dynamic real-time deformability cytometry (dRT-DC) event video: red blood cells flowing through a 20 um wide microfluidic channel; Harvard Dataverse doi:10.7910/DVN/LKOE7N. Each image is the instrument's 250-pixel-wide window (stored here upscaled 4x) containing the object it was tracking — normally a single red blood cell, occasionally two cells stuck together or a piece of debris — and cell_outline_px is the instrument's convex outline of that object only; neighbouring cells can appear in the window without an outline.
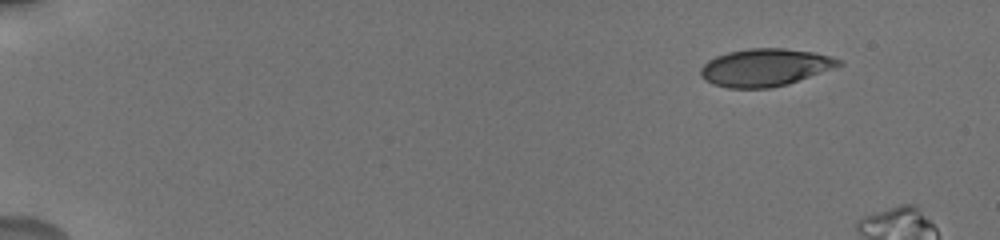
{"species": "human", "species_latin": "Homo sapiens", "temperature_condition": "cold", "stored_images_in_passage": 5, "camera_frame_rate_fps": 3000, "um_per_image_px": 0.085, "donor": {"sex": "male"}, "frame": {"image": 1, "passage_image": 1, "time_ms": 0.0, "image_size_px": [1000, 240], "cell_outline_px": [[844, 64], [836, 68], [788, 84], [772, 88], [728, 88], [712, 84], [704, 80], [700, 76], [700, 68], [708, 60], [716, 56], [728, 52], [748, 48], [784, 48], [812, 52], [832, 56], [840, 60]], "centroid_in_image_um": [65.04, 5.74], "position_along_channel_um": 20.0, "area_um2": 30.52}}